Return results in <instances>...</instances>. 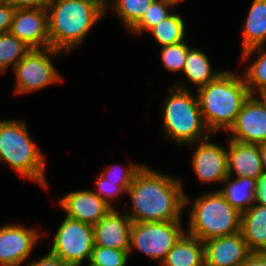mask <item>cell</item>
<instances>
[{
	"label": "cell",
	"instance_id": "cell-11",
	"mask_svg": "<svg viewBox=\"0 0 266 266\" xmlns=\"http://www.w3.org/2000/svg\"><path fill=\"white\" fill-rule=\"evenodd\" d=\"M260 97V98H259ZM250 95L227 131L228 139L243 143H266V102L261 96Z\"/></svg>",
	"mask_w": 266,
	"mask_h": 266
},
{
	"label": "cell",
	"instance_id": "cell-38",
	"mask_svg": "<svg viewBox=\"0 0 266 266\" xmlns=\"http://www.w3.org/2000/svg\"><path fill=\"white\" fill-rule=\"evenodd\" d=\"M163 1L166 2V3H169V4L173 5V6H177L178 3L180 4V3H182L185 0H163Z\"/></svg>",
	"mask_w": 266,
	"mask_h": 266
},
{
	"label": "cell",
	"instance_id": "cell-33",
	"mask_svg": "<svg viewBox=\"0 0 266 266\" xmlns=\"http://www.w3.org/2000/svg\"><path fill=\"white\" fill-rule=\"evenodd\" d=\"M15 9L39 8L47 10L53 0H5Z\"/></svg>",
	"mask_w": 266,
	"mask_h": 266
},
{
	"label": "cell",
	"instance_id": "cell-10",
	"mask_svg": "<svg viewBox=\"0 0 266 266\" xmlns=\"http://www.w3.org/2000/svg\"><path fill=\"white\" fill-rule=\"evenodd\" d=\"M43 234L37 228L23 224L0 227V266H21L30 259L31 252Z\"/></svg>",
	"mask_w": 266,
	"mask_h": 266
},
{
	"label": "cell",
	"instance_id": "cell-28",
	"mask_svg": "<svg viewBox=\"0 0 266 266\" xmlns=\"http://www.w3.org/2000/svg\"><path fill=\"white\" fill-rule=\"evenodd\" d=\"M190 49L185 41L162 46L160 50L161 63L170 72L182 73L185 58Z\"/></svg>",
	"mask_w": 266,
	"mask_h": 266
},
{
	"label": "cell",
	"instance_id": "cell-25",
	"mask_svg": "<svg viewBox=\"0 0 266 266\" xmlns=\"http://www.w3.org/2000/svg\"><path fill=\"white\" fill-rule=\"evenodd\" d=\"M153 1L154 0H114L111 2L112 5H110L108 3L109 1L106 0V14L107 11L112 8V12L123 22L124 28L129 32L141 20ZM109 6H111L110 9Z\"/></svg>",
	"mask_w": 266,
	"mask_h": 266
},
{
	"label": "cell",
	"instance_id": "cell-36",
	"mask_svg": "<svg viewBox=\"0 0 266 266\" xmlns=\"http://www.w3.org/2000/svg\"><path fill=\"white\" fill-rule=\"evenodd\" d=\"M240 266H266V253H251Z\"/></svg>",
	"mask_w": 266,
	"mask_h": 266
},
{
	"label": "cell",
	"instance_id": "cell-29",
	"mask_svg": "<svg viewBox=\"0 0 266 266\" xmlns=\"http://www.w3.org/2000/svg\"><path fill=\"white\" fill-rule=\"evenodd\" d=\"M129 250L94 246L89 264L91 266H126Z\"/></svg>",
	"mask_w": 266,
	"mask_h": 266
},
{
	"label": "cell",
	"instance_id": "cell-27",
	"mask_svg": "<svg viewBox=\"0 0 266 266\" xmlns=\"http://www.w3.org/2000/svg\"><path fill=\"white\" fill-rule=\"evenodd\" d=\"M173 5L164 2L163 0H154L149 5L145 14L141 20L129 31L133 35H143L146 31L148 32L152 27L159 24L161 21L170 16L173 12Z\"/></svg>",
	"mask_w": 266,
	"mask_h": 266
},
{
	"label": "cell",
	"instance_id": "cell-35",
	"mask_svg": "<svg viewBox=\"0 0 266 266\" xmlns=\"http://www.w3.org/2000/svg\"><path fill=\"white\" fill-rule=\"evenodd\" d=\"M255 203L266 206V172L258 180Z\"/></svg>",
	"mask_w": 266,
	"mask_h": 266
},
{
	"label": "cell",
	"instance_id": "cell-7",
	"mask_svg": "<svg viewBox=\"0 0 266 266\" xmlns=\"http://www.w3.org/2000/svg\"><path fill=\"white\" fill-rule=\"evenodd\" d=\"M61 51L53 48L31 49L14 67L15 93L27 94L40 91L48 85L63 81V76L51 62Z\"/></svg>",
	"mask_w": 266,
	"mask_h": 266
},
{
	"label": "cell",
	"instance_id": "cell-31",
	"mask_svg": "<svg viewBox=\"0 0 266 266\" xmlns=\"http://www.w3.org/2000/svg\"><path fill=\"white\" fill-rule=\"evenodd\" d=\"M95 186L96 191L94 193H96L112 208H116L113 206V199H117L118 196H121L124 193L126 194L127 192V190L123 186H121L120 183H111L107 181L104 177H102L100 174L96 177Z\"/></svg>",
	"mask_w": 266,
	"mask_h": 266
},
{
	"label": "cell",
	"instance_id": "cell-15",
	"mask_svg": "<svg viewBox=\"0 0 266 266\" xmlns=\"http://www.w3.org/2000/svg\"><path fill=\"white\" fill-rule=\"evenodd\" d=\"M59 206L66 212L67 217L92 225L112 209L93 190L87 189L67 193L60 198Z\"/></svg>",
	"mask_w": 266,
	"mask_h": 266
},
{
	"label": "cell",
	"instance_id": "cell-9",
	"mask_svg": "<svg viewBox=\"0 0 266 266\" xmlns=\"http://www.w3.org/2000/svg\"><path fill=\"white\" fill-rule=\"evenodd\" d=\"M94 247L93 225L65 216L49 251L71 266L89 264Z\"/></svg>",
	"mask_w": 266,
	"mask_h": 266
},
{
	"label": "cell",
	"instance_id": "cell-20",
	"mask_svg": "<svg viewBox=\"0 0 266 266\" xmlns=\"http://www.w3.org/2000/svg\"><path fill=\"white\" fill-rule=\"evenodd\" d=\"M223 188L217 189L240 213L255 203L258 181L252 178L228 176Z\"/></svg>",
	"mask_w": 266,
	"mask_h": 266
},
{
	"label": "cell",
	"instance_id": "cell-16",
	"mask_svg": "<svg viewBox=\"0 0 266 266\" xmlns=\"http://www.w3.org/2000/svg\"><path fill=\"white\" fill-rule=\"evenodd\" d=\"M132 220L126 214L112 208L99 222L93 225L94 246L118 250L130 249Z\"/></svg>",
	"mask_w": 266,
	"mask_h": 266
},
{
	"label": "cell",
	"instance_id": "cell-5",
	"mask_svg": "<svg viewBox=\"0 0 266 266\" xmlns=\"http://www.w3.org/2000/svg\"><path fill=\"white\" fill-rule=\"evenodd\" d=\"M46 156L28 133L26 123L18 119L0 120V162L21 176L48 189L45 176Z\"/></svg>",
	"mask_w": 266,
	"mask_h": 266
},
{
	"label": "cell",
	"instance_id": "cell-41",
	"mask_svg": "<svg viewBox=\"0 0 266 266\" xmlns=\"http://www.w3.org/2000/svg\"><path fill=\"white\" fill-rule=\"evenodd\" d=\"M75 266H82V264H78V265H75ZM85 266H91V265L87 263V265H85Z\"/></svg>",
	"mask_w": 266,
	"mask_h": 266
},
{
	"label": "cell",
	"instance_id": "cell-6",
	"mask_svg": "<svg viewBox=\"0 0 266 266\" xmlns=\"http://www.w3.org/2000/svg\"><path fill=\"white\" fill-rule=\"evenodd\" d=\"M187 213L189 224L186 233L202 242L240 232L241 213L219 190L197 196Z\"/></svg>",
	"mask_w": 266,
	"mask_h": 266
},
{
	"label": "cell",
	"instance_id": "cell-17",
	"mask_svg": "<svg viewBox=\"0 0 266 266\" xmlns=\"http://www.w3.org/2000/svg\"><path fill=\"white\" fill-rule=\"evenodd\" d=\"M228 176L259 180L263 174L258 144L227 140Z\"/></svg>",
	"mask_w": 266,
	"mask_h": 266
},
{
	"label": "cell",
	"instance_id": "cell-12",
	"mask_svg": "<svg viewBox=\"0 0 266 266\" xmlns=\"http://www.w3.org/2000/svg\"><path fill=\"white\" fill-rule=\"evenodd\" d=\"M210 138L196 142L192 169L203 184L223 183L228 177L227 145L210 142Z\"/></svg>",
	"mask_w": 266,
	"mask_h": 266
},
{
	"label": "cell",
	"instance_id": "cell-2",
	"mask_svg": "<svg viewBox=\"0 0 266 266\" xmlns=\"http://www.w3.org/2000/svg\"><path fill=\"white\" fill-rule=\"evenodd\" d=\"M106 0H53L47 7L50 47L69 52L106 14Z\"/></svg>",
	"mask_w": 266,
	"mask_h": 266
},
{
	"label": "cell",
	"instance_id": "cell-3",
	"mask_svg": "<svg viewBox=\"0 0 266 266\" xmlns=\"http://www.w3.org/2000/svg\"><path fill=\"white\" fill-rule=\"evenodd\" d=\"M199 107L212 135L228 131L234 124L242 105L250 96L245 80L230 69L215 80L197 89Z\"/></svg>",
	"mask_w": 266,
	"mask_h": 266
},
{
	"label": "cell",
	"instance_id": "cell-21",
	"mask_svg": "<svg viewBox=\"0 0 266 266\" xmlns=\"http://www.w3.org/2000/svg\"><path fill=\"white\" fill-rule=\"evenodd\" d=\"M242 51L266 40V0H253L242 28Z\"/></svg>",
	"mask_w": 266,
	"mask_h": 266
},
{
	"label": "cell",
	"instance_id": "cell-39",
	"mask_svg": "<svg viewBox=\"0 0 266 266\" xmlns=\"http://www.w3.org/2000/svg\"><path fill=\"white\" fill-rule=\"evenodd\" d=\"M261 97L264 99V101L266 102V92L265 93H263L262 95H261Z\"/></svg>",
	"mask_w": 266,
	"mask_h": 266
},
{
	"label": "cell",
	"instance_id": "cell-8",
	"mask_svg": "<svg viewBox=\"0 0 266 266\" xmlns=\"http://www.w3.org/2000/svg\"><path fill=\"white\" fill-rule=\"evenodd\" d=\"M182 221L172 222H132L130 249L138 250L151 261L161 264L168 252L185 233Z\"/></svg>",
	"mask_w": 266,
	"mask_h": 266
},
{
	"label": "cell",
	"instance_id": "cell-4",
	"mask_svg": "<svg viewBox=\"0 0 266 266\" xmlns=\"http://www.w3.org/2000/svg\"><path fill=\"white\" fill-rule=\"evenodd\" d=\"M177 83L179 84L175 87L169 88L162 106L163 133L165 138L179 146L189 144L193 147L196 142L210 137L209 134L212 133L204 122L196 94L186 87L183 79Z\"/></svg>",
	"mask_w": 266,
	"mask_h": 266
},
{
	"label": "cell",
	"instance_id": "cell-18",
	"mask_svg": "<svg viewBox=\"0 0 266 266\" xmlns=\"http://www.w3.org/2000/svg\"><path fill=\"white\" fill-rule=\"evenodd\" d=\"M240 232L251 253H266V206L254 203L242 212Z\"/></svg>",
	"mask_w": 266,
	"mask_h": 266
},
{
	"label": "cell",
	"instance_id": "cell-32",
	"mask_svg": "<svg viewBox=\"0 0 266 266\" xmlns=\"http://www.w3.org/2000/svg\"><path fill=\"white\" fill-rule=\"evenodd\" d=\"M16 9L5 0H0V34L9 32Z\"/></svg>",
	"mask_w": 266,
	"mask_h": 266
},
{
	"label": "cell",
	"instance_id": "cell-13",
	"mask_svg": "<svg viewBox=\"0 0 266 266\" xmlns=\"http://www.w3.org/2000/svg\"><path fill=\"white\" fill-rule=\"evenodd\" d=\"M9 32L31 49L50 48L48 13L45 9H16Z\"/></svg>",
	"mask_w": 266,
	"mask_h": 266
},
{
	"label": "cell",
	"instance_id": "cell-1",
	"mask_svg": "<svg viewBox=\"0 0 266 266\" xmlns=\"http://www.w3.org/2000/svg\"><path fill=\"white\" fill-rule=\"evenodd\" d=\"M182 186L178 177L144 165L127 189L132 209L126 214L132 222L181 221L182 211L189 204Z\"/></svg>",
	"mask_w": 266,
	"mask_h": 266
},
{
	"label": "cell",
	"instance_id": "cell-30",
	"mask_svg": "<svg viewBox=\"0 0 266 266\" xmlns=\"http://www.w3.org/2000/svg\"><path fill=\"white\" fill-rule=\"evenodd\" d=\"M143 164L129 162L126 168L122 165H110L100 173L107 181L111 183H120L126 190L130 187L135 175L143 168Z\"/></svg>",
	"mask_w": 266,
	"mask_h": 266
},
{
	"label": "cell",
	"instance_id": "cell-22",
	"mask_svg": "<svg viewBox=\"0 0 266 266\" xmlns=\"http://www.w3.org/2000/svg\"><path fill=\"white\" fill-rule=\"evenodd\" d=\"M182 72L186 80L200 88L215 80L224 70L214 71L208 56L201 49L193 47L187 53Z\"/></svg>",
	"mask_w": 266,
	"mask_h": 266
},
{
	"label": "cell",
	"instance_id": "cell-37",
	"mask_svg": "<svg viewBox=\"0 0 266 266\" xmlns=\"http://www.w3.org/2000/svg\"><path fill=\"white\" fill-rule=\"evenodd\" d=\"M259 146V152L261 157V163L263 171L266 172V143H260Z\"/></svg>",
	"mask_w": 266,
	"mask_h": 266
},
{
	"label": "cell",
	"instance_id": "cell-24",
	"mask_svg": "<svg viewBox=\"0 0 266 266\" xmlns=\"http://www.w3.org/2000/svg\"><path fill=\"white\" fill-rule=\"evenodd\" d=\"M185 22L180 13L176 11L161 21L156 26L152 27L150 32L161 47L181 43L186 35Z\"/></svg>",
	"mask_w": 266,
	"mask_h": 266
},
{
	"label": "cell",
	"instance_id": "cell-26",
	"mask_svg": "<svg viewBox=\"0 0 266 266\" xmlns=\"http://www.w3.org/2000/svg\"><path fill=\"white\" fill-rule=\"evenodd\" d=\"M31 50L23 41L10 32L0 34V73L6 72L9 67L15 65Z\"/></svg>",
	"mask_w": 266,
	"mask_h": 266
},
{
	"label": "cell",
	"instance_id": "cell-19",
	"mask_svg": "<svg viewBox=\"0 0 266 266\" xmlns=\"http://www.w3.org/2000/svg\"><path fill=\"white\" fill-rule=\"evenodd\" d=\"M161 266H204V245L198 238L184 233L168 252Z\"/></svg>",
	"mask_w": 266,
	"mask_h": 266
},
{
	"label": "cell",
	"instance_id": "cell-23",
	"mask_svg": "<svg viewBox=\"0 0 266 266\" xmlns=\"http://www.w3.org/2000/svg\"><path fill=\"white\" fill-rule=\"evenodd\" d=\"M259 54L242 74L250 95L260 96L266 92V49L261 46L242 51L240 63H246L252 55Z\"/></svg>",
	"mask_w": 266,
	"mask_h": 266
},
{
	"label": "cell",
	"instance_id": "cell-34",
	"mask_svg": "<svg viewBox=\"0 0 266 266\" xmlns=\"http://www.w3.org/2000/svg\"><path fill=\"white\" fill-rule=\"evenodd\" d=\"M27 266H71L62 259L48 252L42 258L33 261H27Z\"/></svg>",
	"mask_w": 266,
	"mask_h": 266
},
{
	"label": "cell",
	"instance_id": "cell-40",
	"mask_svg": "<svg viewBox=\"0 0 266 266\" xmlns=\"http://www.w3.org/2000/svg\"><path fill=\"white\" fill-rule=\"evenodd\" d=\"M266 40L263 42V44L261 45V47H265L266 45ZM264 49H266V48H264Z\"/></svg>",
	"mask_w": 266,
	"mask_h": 266
},
{
	"label": "cell",
	"instance_id": "cell-14",
	"mask_svg": "<svg viewBox=\"0 0 266 266\" xmlns=\"http://www.w3.org/2000/svg\"><path fill=\"white\" fill-rule=\"evenodd\" d=\"M204 266H240L251 254L242 233L203 242Z\"/></svg>",
	"mask_w": 266,
	"mask_h": 266
}]
</instances>
